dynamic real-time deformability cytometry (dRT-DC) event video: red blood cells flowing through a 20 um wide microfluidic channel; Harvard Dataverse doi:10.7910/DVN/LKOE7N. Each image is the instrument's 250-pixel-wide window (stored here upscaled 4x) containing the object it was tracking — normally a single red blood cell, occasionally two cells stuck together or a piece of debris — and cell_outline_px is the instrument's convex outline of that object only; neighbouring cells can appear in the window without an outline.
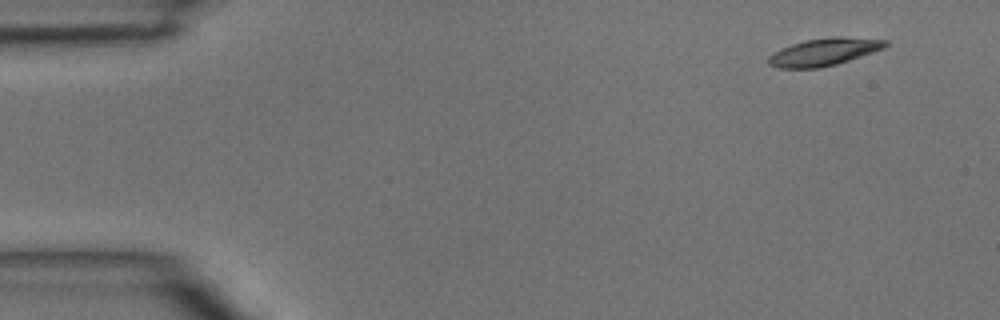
{"species": "common noctule bat (a hibernating species)", "species_latin": "Nyctalus noctula", "temperature_condition": "room temperature", "stored_images_in_passage": 4, "camera_frame_rate_fps": 3000, "um_per_image_px": 0.085, "animal": {"sex": "male", "body_mass_g": 15.6}, "frame": {"image": 1, "passage_image": 1, "time_ms": 0.0, "image_size_px": [1000, 320], "cell_outline_px": [[888, 44], [884, 48], [836, 64], [820, 68], [776, 68], [768, 64], [768, 56], [772, 52], [780, 48], [804, 40], [832, 36], [840, 36], [888, 40]], "centroid_in_image_um": [69.99, 4.41], "position_along_channel_um": 15.0, "area_um2": 18.79}}
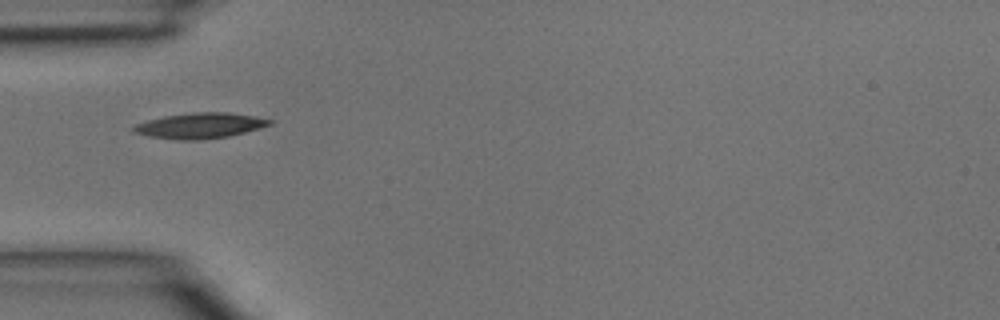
{"frame": {"image": 2, "passage_image": 4, "time_ms": 1.0, "image_size_px": [1000, 320], "cell_outline_px": [[272, 124], [260, 128], [228, 136], [196, 140], [180, 140], [148, 136], [132, 132], [132, 128], [136, 124], [148, 120], [164, 116], [192, 112], [228, 112], [252, 116], [272, 120]], "centroid_in_image_um": [16.97, 10.67], "position_along_channel_um": 68.0, "area_um2": 20.06}}